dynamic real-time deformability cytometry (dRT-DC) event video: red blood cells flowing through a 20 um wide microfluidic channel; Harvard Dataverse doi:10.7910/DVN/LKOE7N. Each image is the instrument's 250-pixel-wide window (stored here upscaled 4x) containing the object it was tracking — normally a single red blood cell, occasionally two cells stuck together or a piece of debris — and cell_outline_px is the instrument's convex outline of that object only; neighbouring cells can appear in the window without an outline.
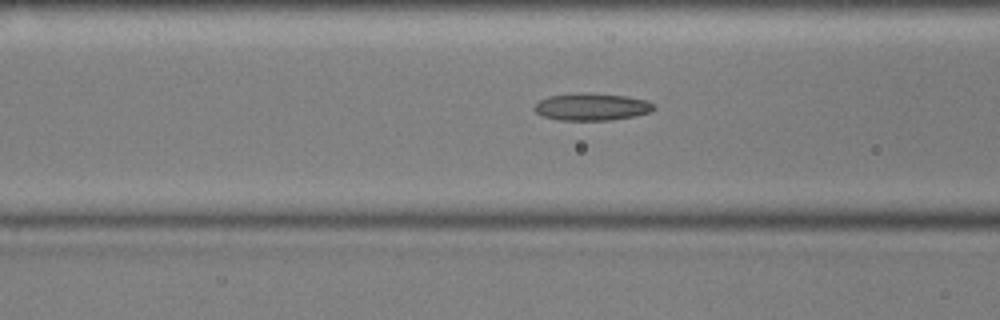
{"species": "common noctule bat (a hibernating species)", "species_latin": "Nyctalus noctula", "temperature_condition": "cold", "stored_images_in_passage": 55, "camera_frame_rate_fps": 3000, "um_per_image_px": 0.085, "animal": {"sex": "male", "body_mass_g": 17.9, "forearm_length_mm": 54.2}, "frame": {"image": 1, "passage_image": 21, "time_ms": 6.667, "image_size_px": [1000, 320], "cell_outline_px": [[656, 108], [652, 112], [632, 116], [608, 120], [560, 120], [544, 116], [536, 112], [532, 108], [540, 100], [548, 96], [580, 92], [592, 92], [624, 96], [648, 100]], "centroid_in_image_um": [50.29, 9.06], "position_along_channel_um": 116.3, "area_um2": 19.02}}
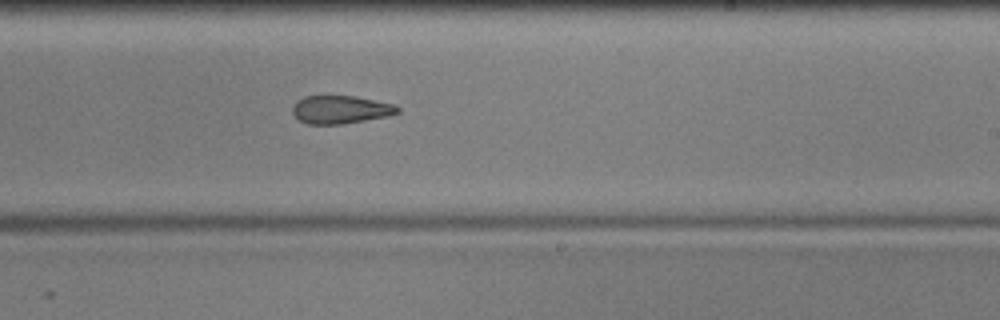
{"frame": {"image": 2, "passage_image": 33, "time_ms": 10.667, "image_size_px": [1000, 320], "cell_outline_px": [[400, 112], [388, 116], [340, 124], [308, 124], [300, 120], [292, 112], [292, 108], [296, 100], [304, 96], [356, 96], [396, 104], [400, 108]], "centroid_in_image_um": [28.97, 9.3], "position_along_channel_um": 260.0, "area_um2": 17.22}}
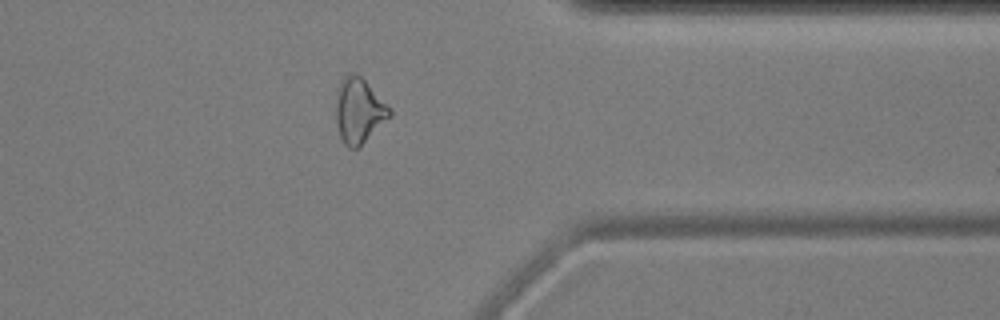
{"frame": {"image": 3, "passage_image": 44, "time_ms": 14.333, "image_size_px": [1000, 320], "cell_outline_px": [[392, 116], [360, 148], [348, 148], [344, 144], [340, 136], [336, 124], [336, 88], [344, 76], [348, 72], [352, 72], [360, 76], [392, 108]], "centroid_in_image_um": [30.52, 9.43], "position_along_channel_um": 380.9, "area_um2": 20.87}, "authors_computed_cell_mechanics": {"area_um2": 19.1318, "velocity_mm_per_s": 3.5955, "shape_relaxation_time_tau1_ms": null, "shape_relaxation_time_tau2_ms": 5.751, "deformation_change_tau1": null, "deformation_change_tau2": 0.1517}}